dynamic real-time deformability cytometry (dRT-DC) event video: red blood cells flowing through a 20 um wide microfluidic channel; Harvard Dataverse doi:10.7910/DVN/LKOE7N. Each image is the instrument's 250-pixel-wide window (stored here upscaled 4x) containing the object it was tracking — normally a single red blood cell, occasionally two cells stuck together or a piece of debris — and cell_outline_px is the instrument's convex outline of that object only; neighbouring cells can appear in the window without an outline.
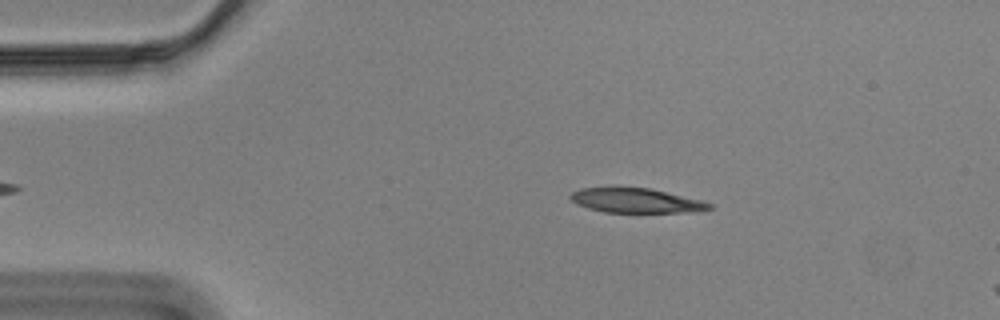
{"species": "Egyptian fruit bat (a non-hibernating species)", "species_latin": "Rousettus aegyptiacus", "temperature_condition": "cold", "stored_images_in_passage": 44, "camera_frame_rate_fps": 3000, "um_per_image_px": 0.085, "animal": {"sex": "male"}, "frame": {"image": 1, "passage_image": 6, "time_ms": 1.667, "image_size_px": [1000, 320], "cell_outline_px": [[712, 208], [684, 212], [604, 212], [588, 208], [576, 204], [568, 196], [572, 192], [580, 188], [612, 184], [648, 188], [704, 200], [712, 204]], "centroid_in_image_um": [53.95, 16.99], "position_along_channel_um": 31.0, "area_um2": 20.58}}
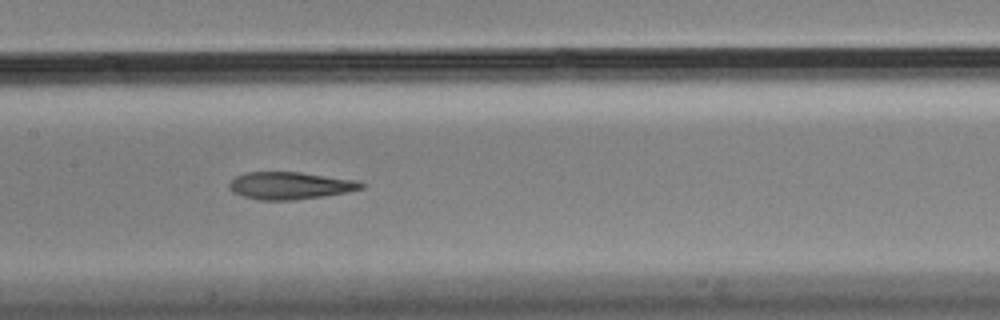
{"frame": {"image": 2, "passage_image": 23, "time_ms": 7.333, "image_size_px": [1000, 320], "cell_outline_px": [[364, 188], [324, 196], [292, 200], [260, 200], [244, 196], [232, 192], [228, 188], [228, 184], [236, 176], [244, 172], [300, 172], [360, 180], [364, 184]], "centroid_in_image_um": [24.66, 15.76], "position_along_channel_um": 182.7, "area_um2": 21.1}}
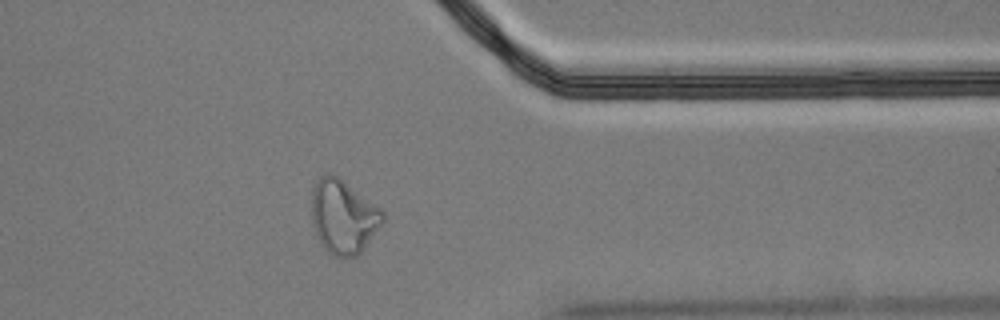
{"frame": {"image": 3, "passage_image": 41, "time_ms": 13.333, "image_size_px": [1000, 320], "cell_outline_px": [[384, 220], [364, 248], [356, 256], [340, 260], [332, 256], [328, 252], [320, 240], [312, 224], [312, 188], [316, 180], [320, 176], [328, 172], [332, 172], [380, 208], [384, 212]], "centroid_in_image_um": [29.16, 18.42], "position_along_channel_um": 382.2, "area_um2": 30.63}, "authors_computed_cell_mechanics": {"area_um2": 21.6172, "velocity_mm_per_s": 3.4885, "shape_relaxation_time_tau1_ms": null, "shape_relaxation_time_tau2_ms": 2.7713, "deformation_change_tau1": null, "deformation_change_tau2": 0.1146}}